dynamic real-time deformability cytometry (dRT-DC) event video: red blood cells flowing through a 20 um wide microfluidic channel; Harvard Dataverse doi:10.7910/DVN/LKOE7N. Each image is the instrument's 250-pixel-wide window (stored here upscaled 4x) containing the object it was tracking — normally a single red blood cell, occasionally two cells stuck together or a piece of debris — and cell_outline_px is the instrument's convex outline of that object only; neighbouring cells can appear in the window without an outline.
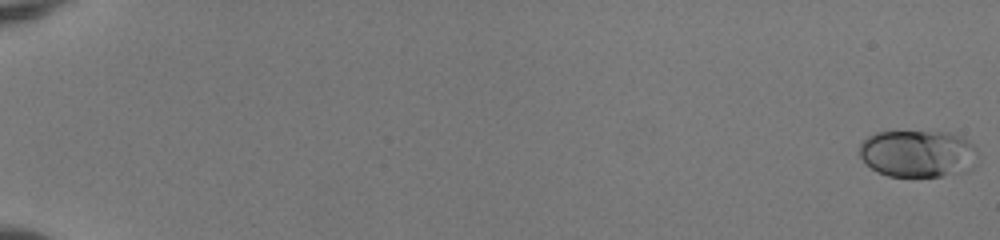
{"species": "human", "species_latin": "Homo sapiens", "temperature_condition": "room temperature", "stored_images_in_passage": 54, "camera_frame_rate_fps": 3000, "um_per_image_px": 0.085, "donor": {"sex": "female"}, "frame": {"image": 1, "passage_image": 1, "time_ms": 0.0, "image_size_px": [1000, 240], "cell_outline_px": [[976, 164], [968, 172], [940, 176], [888, 176], [876, 172], [860, 156], [860, 144], [868, 136], [876, 132], [948, 132], [960, 136], [968, 140], [976, 148]], "centroid_in_image_um": [78.05, 13.07], "position_along_channel_um": 7.0, "area_um2": 32.66}}
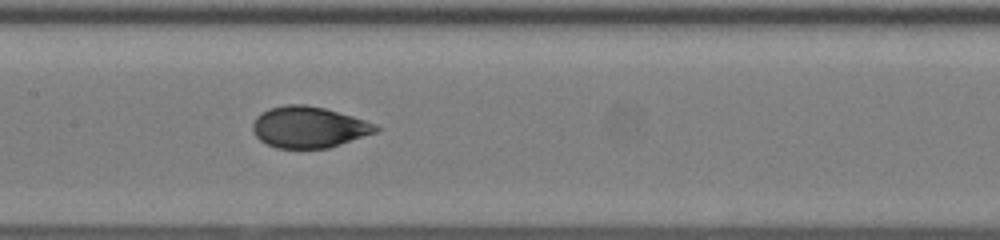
{"frame": {"image": 2, "passage_image": 30, "time_ms": 9.667, "image_size_px": [1000, 240], "cell_outline_px": [[380, 128], [376, 132], [328, 148], [276, 148], [260, 140], [256, 136], [252, 128], [252, 124], [256, 116], [268, 108], [288, 104], [304, 104], [324, 108], [352, 116], [376, 124]], "centroid_in_image_um": [26.22, 10.8], "position_along_channel_um": 181.2, "area_um2": 29.42}}
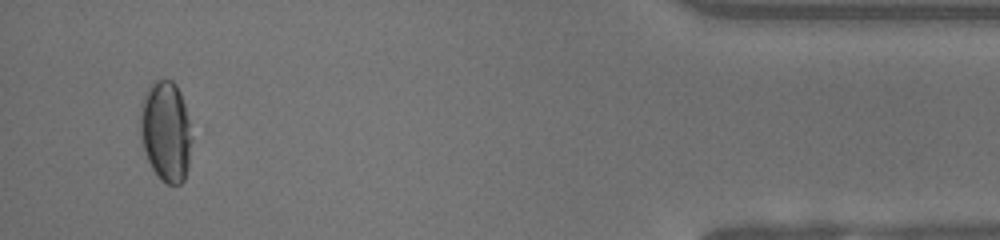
{"frame": {"image": 3, "passage_image": 52, "time_ms": 17.0, "image_size_px": [1000, 240], "cell_outline_px": [[192, 140], [188, 164], [184, 180], [180, 184], [168, 184], [160, 180], [152, 168], [148, 160], [144, 148], [140, 132], [140, 104], [148, 84], [152, 80], [172, 80], [176, 84], [180, 92], [184, 104], [188, 120]], "centroid_in_image_um": [14.08, 11.13], "position_along_channel_um": 421.1, "area_um2": 30.29}, "authors_computed_cell_mechanics": {"area_um2": 30.1427, "velocity_mm_per_s": 4.0375, "shape_relaxation_time_tau1_ms": 8.3495, "shape_relaxation_time_tau2_ms": null, "deformation_change_tau1": 0.2271, "deformation_change_tau2": null}}